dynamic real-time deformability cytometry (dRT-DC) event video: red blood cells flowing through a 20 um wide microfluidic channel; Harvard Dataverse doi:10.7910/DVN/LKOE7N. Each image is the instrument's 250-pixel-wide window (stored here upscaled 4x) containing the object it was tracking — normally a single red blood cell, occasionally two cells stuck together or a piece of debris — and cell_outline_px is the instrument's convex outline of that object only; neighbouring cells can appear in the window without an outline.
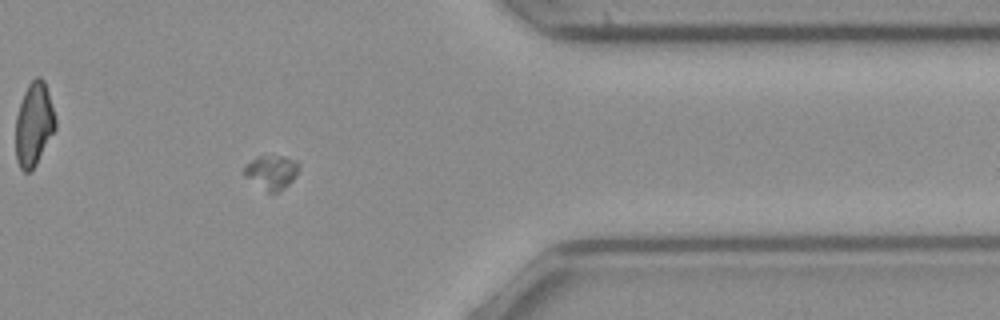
{"species": "common noctule bat (a hibernating species)", "species_latin": "Nyctalus noctula", "temperature_condition": "cold", "stored_images_in_passage": 51, "camera_frame_rate_fps": 3000, "um_per_image_px": 0.085, "animal": {"sex": "female", "body_mass_g": 21.9}, "frame": {"image": 1, "passage_image": 42, "time_ms": 13.667, "image_size_px": [1000, 320], "cell_outline_px": [[300, 164], [296, 176], [284, 188], [276, 192], [268, 192], [244, 176], [244, 168], [256, 156], [284, 156], [296, 160]], "centroid_in_image_um": [23.1, 14.62], "position_along_channel_um": 388.3, "area_um2": 10.69}}
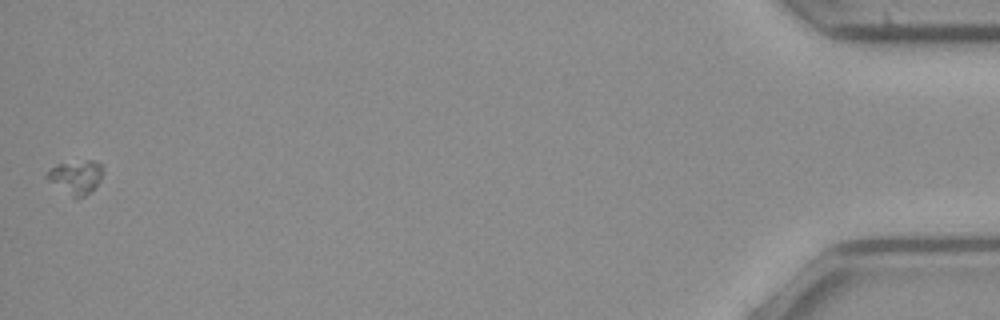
{"frame": {"image": 2, "passage_image": 51, "time_ms": 16.667, "image_size_px": [1000, 320], "cell_outline_px": [[104, 172], [100, 180], [84, 196], [72, 196], [48, 180], [44, 176], [56, 164], [84, 160], [92, 160], [104, 164]], "centroid_in_image_um": [6.49, 14.99], "position_along_channel_um": 428.7, "area_um2": 10.75}}